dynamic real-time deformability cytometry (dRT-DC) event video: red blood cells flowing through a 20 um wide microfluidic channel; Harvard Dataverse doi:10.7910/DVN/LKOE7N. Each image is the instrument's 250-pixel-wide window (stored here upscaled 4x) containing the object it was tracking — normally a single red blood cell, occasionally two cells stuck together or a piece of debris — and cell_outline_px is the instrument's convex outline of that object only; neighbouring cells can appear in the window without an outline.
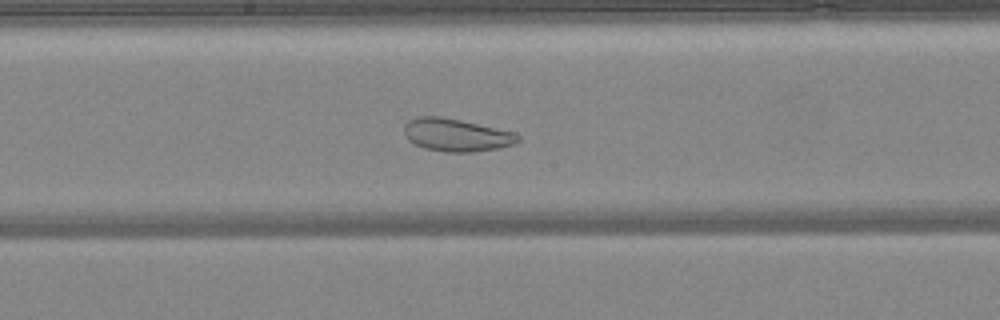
{"species": "common noctule bat (a hibernating species)", "species_latin": "Nyctalus noctula", "temperature_condition": "warm", "stored_images_in_passage": 41, "camera_frame_rate_fps": 3000, "um_per_image_px": 0.085, "animal": {"sex": "female", "body_mass_g": 24.6, "forearm_length_mm": 56.2}, "frame": {"image": 1, "passage_image": 19, "time_ms": 6.0, "image_size_px": [1000, 320], "cell_outline_px": [[520, 140], [516, 144], [500, 148], [472, 152], [448, 152], [424, 148], [408, 140], [404, 136], [404, 124], [408, 120], [416, 116], [440, 116], [460, 120], [516, 132], [520, 136]], "centroid_in_image_um": [38.8, 11.47], "position_along_channel_um": 209.4, "area_um2": 21.96}}
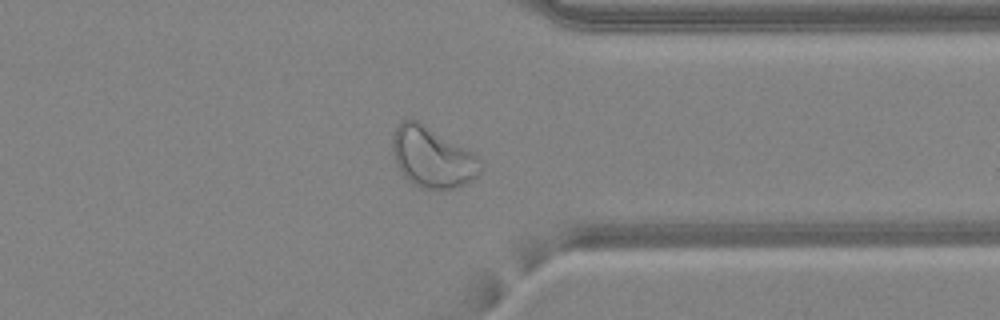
{"frame": {"image": 2, "passage_image": 31, "time_ms": 10.0, "image_size_px": [1000, 320], "cell_outline_px": [[484, 160], [480, 176], [464, 184], [452, 188], [420, 188], [412, 184], [400, 172], [396, 164], [392, 148], [392, 140], [396, 128], [408, 116], [416, 120], [472, 152]], "centroid_in_image_um": [36.77, 13.38], "position_along_channel_um": 374.6, "area_um2": 30.98}}
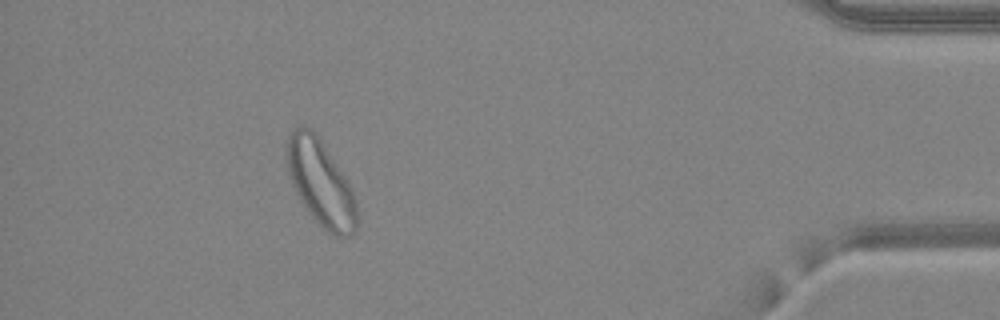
{"frame": {"image": 3, "passage_image": 37, "time_ms": 12.0, "image_size_px": [1000, 320], "cell_outline_px": [[356, 232], [348, 236], [332, 236], [308, 212], [300, 200], [288, 172], [288, 136], [292, 128], [312, 128], [316, 132], [352, 188], [356, 200]], "centroid_in_image_um": [27.28, 15.57], "position_along_channel_um": 407.9, "area_um2": 34.39}}